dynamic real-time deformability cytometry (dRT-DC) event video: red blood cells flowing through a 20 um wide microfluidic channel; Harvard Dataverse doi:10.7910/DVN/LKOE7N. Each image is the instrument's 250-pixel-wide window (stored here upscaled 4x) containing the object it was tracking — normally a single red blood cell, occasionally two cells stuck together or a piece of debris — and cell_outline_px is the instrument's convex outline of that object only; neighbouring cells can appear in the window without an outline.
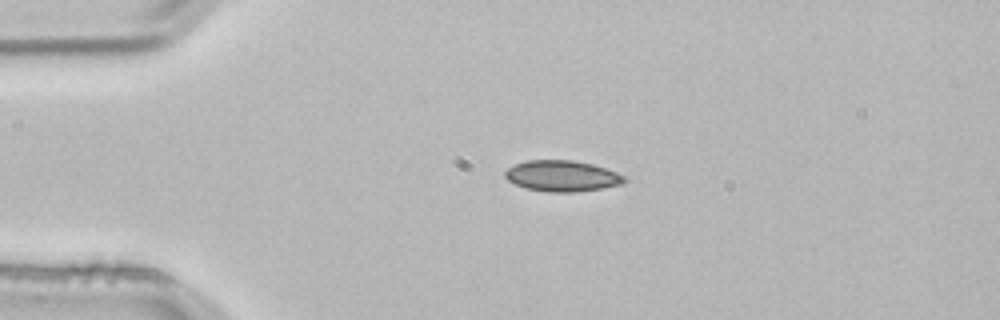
{"species": "common noctule bat (a hibernating species)", "species_latin": "Nyctalus noctula", "temperature_condition": "room temperature", "stored_images_in_passage": 2, "camera_frame_rate_fps": 3000, "um_per_image_px": 0.085, "animal": {"sex": "male", "body_mass_g": 21.5, "forearm_length_mm": 52.0}, "frame": {"image": 1, "passage_image": 2, "time_ms": 0.333, "image_size_px": [1000, 320], "cell_outline_px": [[628, 180], [624, 184], [576, 192], [548, 192], [528, 188], [516, 184], [508, 180], [504, 176], [504, 172], [508, 168], [516, 164], [528, 160], [572, 160], [592, 164], [616, 172], [624, 176]], "centroid_in_image_um": [47.79, 14.96], "position_along_channel_um": 37.2, "area_um2": 21.39}}